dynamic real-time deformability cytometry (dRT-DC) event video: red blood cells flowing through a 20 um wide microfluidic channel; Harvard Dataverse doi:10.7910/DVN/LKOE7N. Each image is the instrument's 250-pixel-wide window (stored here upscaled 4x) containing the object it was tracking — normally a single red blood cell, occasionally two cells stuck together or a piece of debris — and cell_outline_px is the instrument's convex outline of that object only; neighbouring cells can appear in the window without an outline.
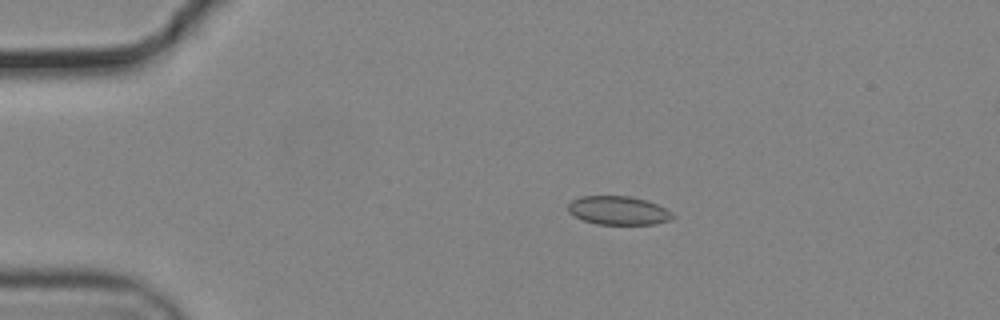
{"species": "common noctule bat (a hibernating species)", "species_latin": "Nyctalus noctula", "temperature_condition": "cold", "stored_images_in_passage": 36, "camera_frame_rate_fps": 3000, "um_per_image_px": 0.085, "animal": {"sex": "male", "body_mass_g": 19.2, "forearm_length_mm": 51.8}, "frame": {"image": 1, "passage_image": 11, "time_ms": 3.333, "image_size_px": [1000, 320], "cell_outline_px": [[672, 220], [656, 224], [596, 224], [584, 220], [568, 212], [568, 204], [572, 200], [580, 196], [632, 196], [648, 200], [672, 212]], "centroid_in_image_um": [52.56, 17.88], "position_along_channel_um": 32.4, "area_um2": 17.46}}
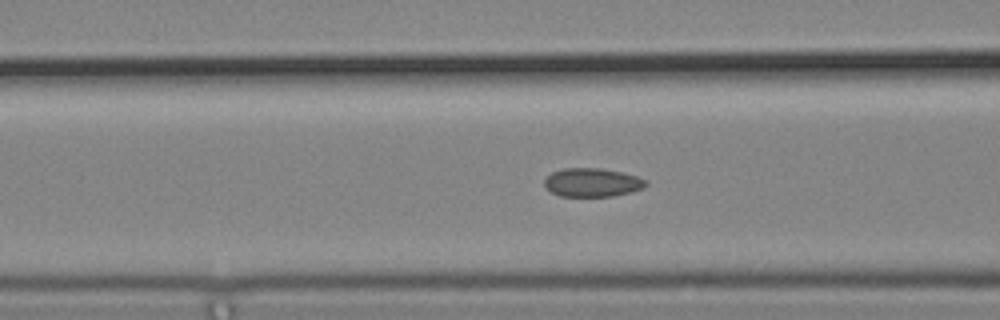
{"frame": {"image": 2, "passage_image": 22, "time_ms": 7.0, "image_size_px": [1000, 320], "cell_outline_px": [[648, 184], [644, 188], [632, 192], [612, 196], [560, 196], [544, 188], [544, 180], [552, 172], [564, 168], [600, 168], [624, 172], [648, 180]], "centroid_in_image_um": [50.37, 15.51], "position_along_channel_um": 116.2, "area_um2": 17.11}}
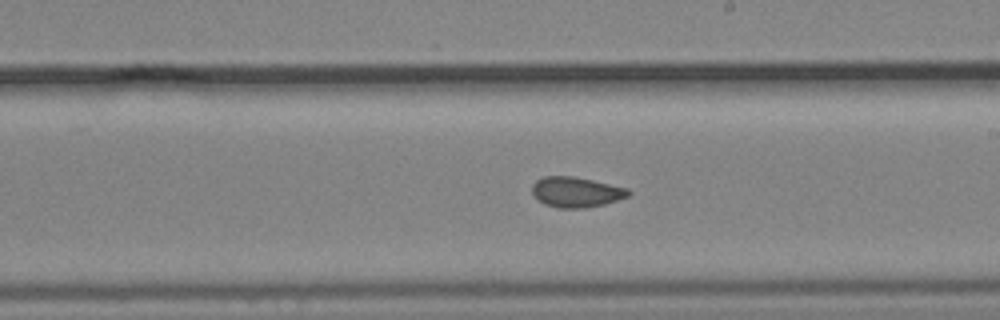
{"frame": {"image": 3, "passage_image": 32, "time_ms": 10.333, "image_size_px": [1000, 320], "cell_outline_px": [[632, 192], [628, 196], [604, 204], [584, 208], [560, 208], [544, 204], [536, 200], [532, 192], [532, 184], [536, 180], [544, 176], [572, 176], [592, 180], [628, 188]], "centroid_in_image_um": [48.94, 16.32], "position_along_channel_um": 240.1, "area_um2": 17.05}}